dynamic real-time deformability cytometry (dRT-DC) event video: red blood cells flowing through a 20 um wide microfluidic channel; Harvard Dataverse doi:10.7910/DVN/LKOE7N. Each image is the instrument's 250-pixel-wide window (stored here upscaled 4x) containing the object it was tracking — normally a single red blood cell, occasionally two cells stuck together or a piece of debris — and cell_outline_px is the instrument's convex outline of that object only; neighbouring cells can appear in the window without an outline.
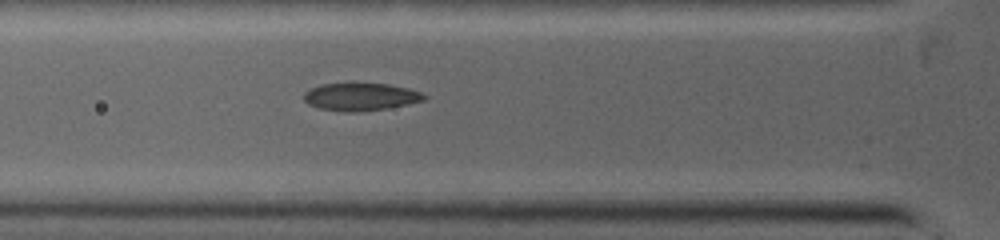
{"species": "common noctule bat (a hibernating species)", "species_latin": "Nyctalus noctula", "temperature_condition": "warm", "stored_images_in_passage": 31, "camera_frame_rate_fps": 5000, "um_per_image_px": 0.085, "animal": {"sex": "female", "body_mass_g": 19.0, "forearm_length_mm": 53.3}, "frame": {"image": 1, "passage_image": 3, "time_ms": 0.8, "image_size_px": [1000, 240], "cell_outline_px": [[428, 96], [424, 100], [408, 104], [388, 108], [356, 112], [344, 112], [320, 108], [308, 104], [304, 100], [304, 92], [320, 84], [348, 80], [388, 84], [408, 88], [420, 92]], "centroid_in_image_um": [30.62, 8.18], "position_along_channel_um": 95.2, "area_um2": 20.17}}
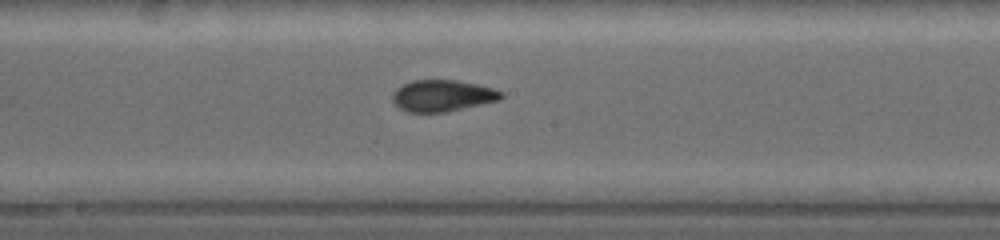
{"frame": {"image": 2, "passage_image": 10, "time_ms": 3.2, "image_size_px": [1000, 240], "cell_outline_px": [[504, 96], [500, 100], [444, 112], [408, 112], [400, 108], [392, 100], [392, 92], [396, 88], [412, 80], [456, 80], [476, 84], [492, 88], [504, 92]], "centroid_in_image_um": [37.6, 8.13], "position_along_channel_um": 210.6, "area_um2": 19.88}}
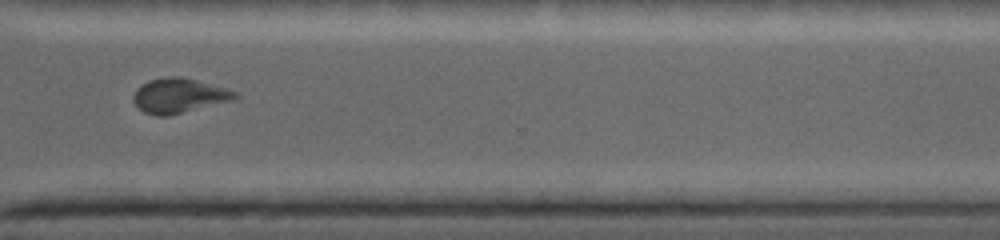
{"frame": {"image": 3, "passage_image": 19, "time_ms": 6.2, "image_size_px": [1000, 240], "cell_outline_px": [[240, 96], [232, 100], [168, 116], [156, 116], [144, 112], [132, 100], [132, 96], [136, 88], [140, 84], [148, 80], [168, 76], [180, 76], [196, 80], [224, 88], [236, 92]], "centroid_in_image_um": [15.16, 8.12], "position_along_channel_um": 355.4, "area_um2": 20.46}}